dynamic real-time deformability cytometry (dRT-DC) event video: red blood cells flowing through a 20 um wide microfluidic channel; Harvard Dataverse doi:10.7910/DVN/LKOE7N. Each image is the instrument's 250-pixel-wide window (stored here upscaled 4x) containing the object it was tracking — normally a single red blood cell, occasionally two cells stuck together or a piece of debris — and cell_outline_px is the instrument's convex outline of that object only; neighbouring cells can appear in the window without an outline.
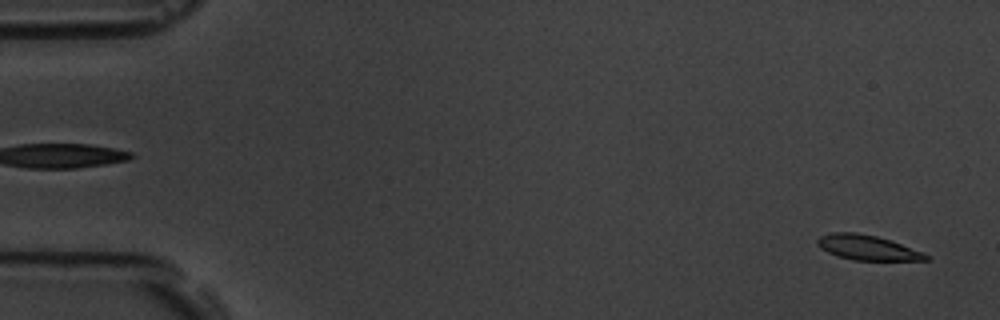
{"species": "common noctule bat (a hibernating species)", "species_latin": "Nyctalus noctula", "temperature_condition": "room temperature", "stored_images_in_passage": 4, "camera_frame_rate_fps": 3000, "um_per_image_px": 0.085, "animal": {"sex": "male", "body_mass_g": 19.5, "forearm_length_mm": 54.6}, "frame": {"image": 1, "passage_image": 4, "time_ms": 4.333, "image_size_px": [1000, 320], "cell_outline_px": [[932, 260], [852, 260], [836, 256], [820, 248], [816, 244], [816, 240], [820, 236], [832, 232], [856, 232], [876, 236], [892, 240], [924, 252]], "centroid_in_image_um": [73.72, 21.04], "position_along_channel_um": 11.3, "area_um2": 15.95}}